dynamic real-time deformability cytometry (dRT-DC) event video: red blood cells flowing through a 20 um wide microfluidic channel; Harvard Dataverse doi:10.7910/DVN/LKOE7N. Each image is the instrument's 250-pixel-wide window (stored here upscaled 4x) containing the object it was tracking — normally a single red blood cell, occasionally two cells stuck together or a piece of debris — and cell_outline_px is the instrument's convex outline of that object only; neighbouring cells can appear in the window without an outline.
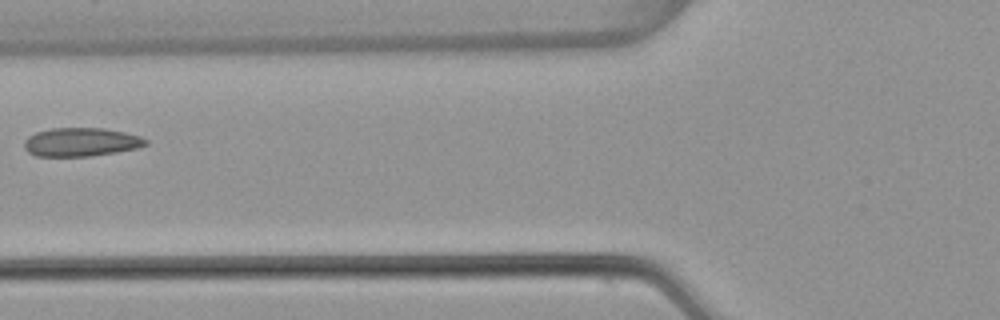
{"species": "common noctule bat (a hibernating species)", "species_latin": "Nyctalus noctula", "temperature_condition": "warm", "stored_images_in_passage": 5, "camera_frame_rate_fps": 3000, "um_per_image_px": 0.085, "animal": {"sex": "female", "body_mass_g": 22.7, "forearm_length_mm": 54.2}, "frame": {"image": 1, "passage_image": 5, "time_ms": 1.333, "image_size_px": [1000, 320], "cell_outline_px": [[148, 144], [136, 148], [116, 152], [92, 156], [36, 156], [28, 152], [24, 148], [24, 140], [28, 136], [36, 132], [52, 128], [104, 128], [124, 132], [140, 136], [148, 140]], "centroid_in_image_um": [6.87, 12.07], "position_along_channel_um": 118.9, "area_um2": 20.29}}